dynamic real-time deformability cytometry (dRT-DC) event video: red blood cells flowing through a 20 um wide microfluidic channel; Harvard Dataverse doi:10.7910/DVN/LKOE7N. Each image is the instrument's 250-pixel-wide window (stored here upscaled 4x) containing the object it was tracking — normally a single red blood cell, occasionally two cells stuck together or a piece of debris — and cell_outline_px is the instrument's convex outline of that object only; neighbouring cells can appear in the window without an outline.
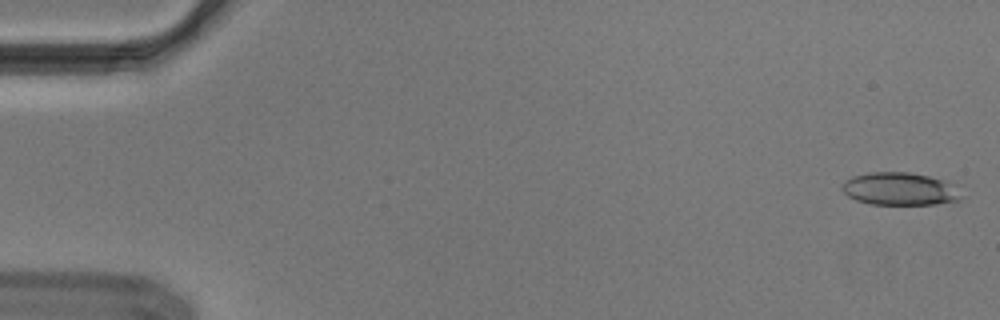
{"species": "Egyptian fruit bat (a non-hibernating species)", "species_latin": "Rousettus aegyptiacus", "temperature_condition": "cold", "stored_images_in_passage": 50, "camera_frame_rate_fps": 3000, "um_per_image_px": 0.085, "animal": {"sex": "male"}, "frame": {"image": 1, "passage_image": 1, "time_ms": 0.0, "image_size_px": [1000, 320], "cell_outline_px": [[964, 196], [960, 200], [936, 204], [868, 204], [856, 200], [848, 196], [840, 188], [844, 180], [852, 176], [868, 172], [908, 172], [928, 176], [940, 180]], "centroid_in_image_um": [76.37, 16.06], "position_along_channel_um": 8.6, "area_um2": 22.43}}
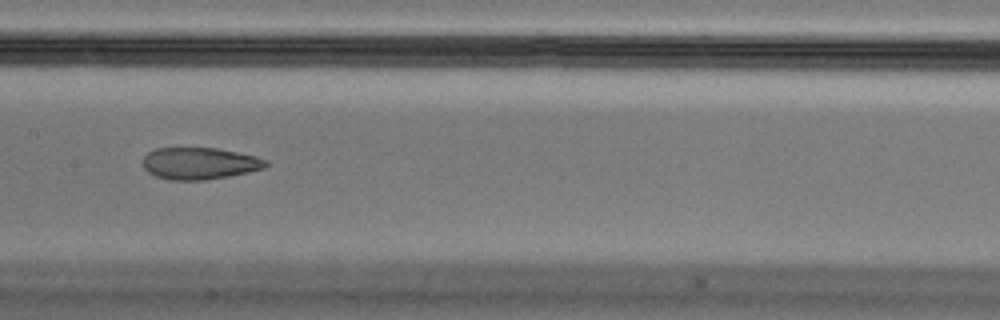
{"frame": {"image": 2, "passage_image": 27, "time_ms": 8.667, "image_size_px": [1000, 320], "cell_outline_px": [[268, 164], [264, 168], [248, 172], [228, 176], [204, 180], [168, 180], [156, 176], [148, 172], [144, 168], [144, 156], [148, 152], [156, 148], [216, 148], [256, 156], [268, 160]], "centroid_in_image_um": [16.96, 13.89], "position_along_channel_um": 190.4, "area_um2": 22.77}}
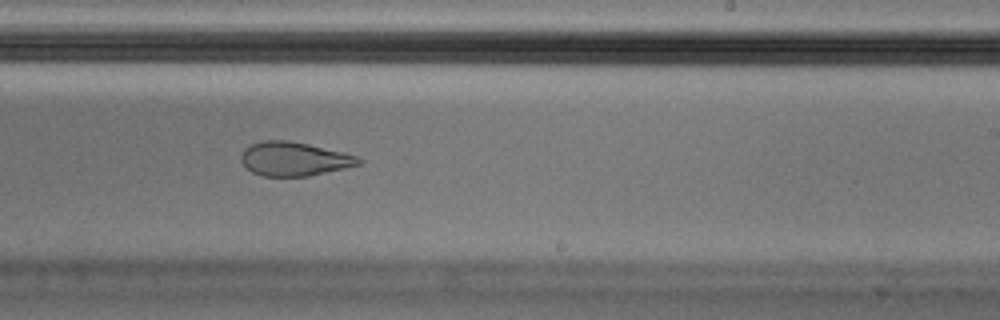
{"frame": {"image": 3, "passage_image": 33, "time_ms": 10.667, "image_size_px": [1000, 320], "cell_outline_px": [[364, 160], [360, 164], [344, 168], [308, 176], [260, 176], [252, 172], [240, 160], [240, 156], [244, 148], [260, 140], [288, 140], [308, 144], [344, 152], [356, 156]], "centroid_in_image_um": [24.98, 13.5], "position_along_channel_um": 264.0, "area_um2": 23.24}, "authors_computed_cell_mechanics": {"area_um2": 23.8425, "velocity_mm_per_s": 3.6869, "shape_relaxation_time_tau1_ms": null, "shape_relaxation_time_tau2_ms": 2.0617, "deformation_change_tau1": null, "deformation_change_tau2": 0.0973}}